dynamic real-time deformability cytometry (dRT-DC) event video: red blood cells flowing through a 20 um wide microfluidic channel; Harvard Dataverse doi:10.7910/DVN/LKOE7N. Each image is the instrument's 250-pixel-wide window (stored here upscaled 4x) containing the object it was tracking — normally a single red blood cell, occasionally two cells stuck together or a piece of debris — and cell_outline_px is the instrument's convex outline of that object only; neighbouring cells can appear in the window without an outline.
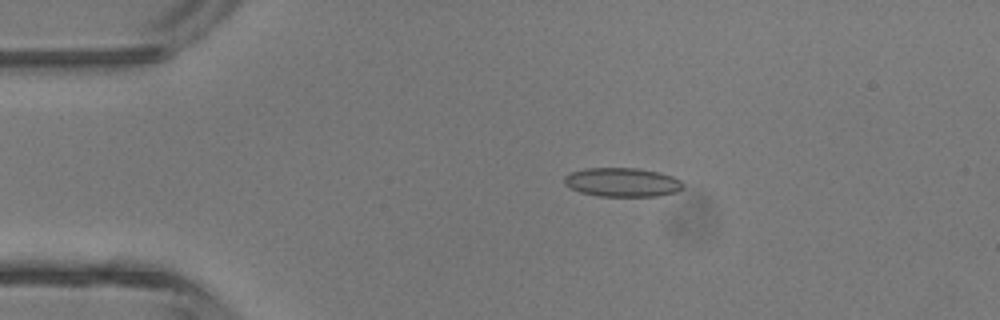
{"species": "common noctule bat (a hibernating species)", "species_latin": "Nyctalus noctula", "temperature_condition": "room temperature", "stored_images_in_passage": 4, "camera_frame_rate_fps": 3000, "um_per_image_px": 0.085, "animal": {"sex": "male", "body_mass_g": 13.3}, "frame": {"image": 1, "passage_image": 3, "time_ms": 2.333, "image_size_px": [1000, 320], "cell_outline_px": [[684, 188], [676, 192], [660, 196], [596, 196], [580, 192], [564, 184], [564, 176], [572, 172], [584, 168], [636, 168], [660, 172], [672, 176], [680, 180], [684, 184]], "centroid_in_image_um": [52.91, 15.49], "position_along_channel_um": 32.1, "area_um2": 20.17}}